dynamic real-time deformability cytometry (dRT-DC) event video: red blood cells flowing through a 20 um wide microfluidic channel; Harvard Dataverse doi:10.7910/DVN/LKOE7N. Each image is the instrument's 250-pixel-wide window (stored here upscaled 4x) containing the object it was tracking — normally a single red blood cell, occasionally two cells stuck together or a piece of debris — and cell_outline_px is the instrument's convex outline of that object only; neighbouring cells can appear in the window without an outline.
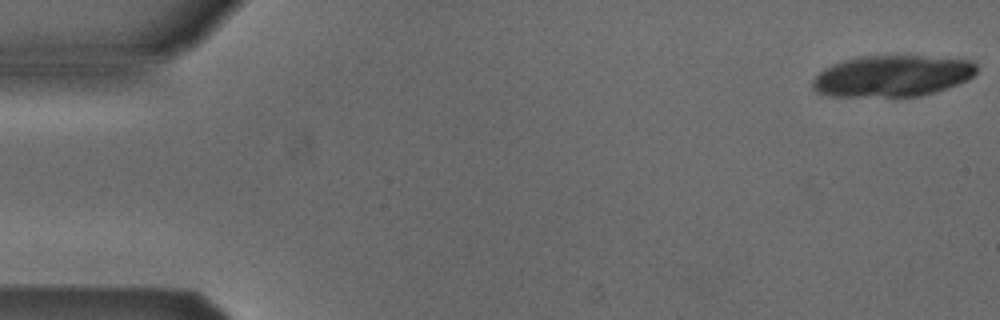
{"species": "Egyptian fruit bat (a non-hibernating species)", "species_latin": "Rousettus aegyptiacus", "temperature_condition": "cold", "stored_images_in_passage": 17, "camera_frame_rate_fps": 3000, "um_per_image_px": 0.085, "animal": {"sex": "male"}, "frame": {"image": 1, "passage_image": 1, "time_ms": 0.0, "image_size_px": [1000, 320], "cell_outline_px": [[976, 72], [968, 80], [920, 96], [828, 96], [816, 92], [812, 88], [812, 80], [824, 68], [832, 64], [844, 60], [860, 56], [924, 56], [972, 60], [976, 64]], "centroid_in_image_um": [75.81, 6.45], "position_along_channel_um": 9.2, "area_um2": 39.36}}